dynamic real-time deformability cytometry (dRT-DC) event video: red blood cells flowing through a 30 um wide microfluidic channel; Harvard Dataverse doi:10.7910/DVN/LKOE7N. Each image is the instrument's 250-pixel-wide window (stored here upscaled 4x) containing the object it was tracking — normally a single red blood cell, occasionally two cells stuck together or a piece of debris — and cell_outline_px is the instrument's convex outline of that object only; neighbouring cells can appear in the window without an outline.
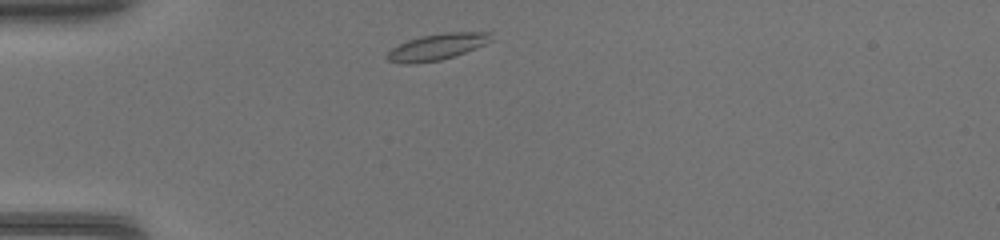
{"species": "common noctule bat (a hibernating species)", "species_latin": "Nyctalus noctula", "temperature_condition": "warm", "stored_images_in_passage": 35, "camera_frame_rate_fps": 3000, "um_per_image_px": 0.085, "animal": {"sex": "female", "body_mass_g": 17.0, "forearm_length_mm": 48.0}, "frame": {"image": 1, "passage_image": 2, "time_ms": 0.333, "image_size_px": [1000, 240], "cell_outline_px": [[492, 40], [476, 48], [440, 60], [408, 64], [404, 64], [388, 60], [384, 56], [392, 48], [408, 40], [420, 36], [444, 32], [492, 32]], "centroid_in_image_um": [37.14, 3.97], "position_along_channel_um": 47.9, "area_um2": 15.78}}
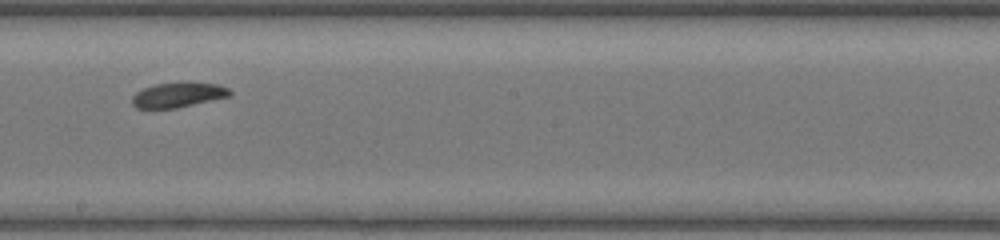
{"frame": {"image": 2, "passage_image": 16, "time_ms": 5.0, "image_size_px": [1000, 240], "cell_outline_px": [[232, 96], [176, 108], [136, 108], [132, 104], [132, 96], [136, 92], [144, 88], [156, 84], [184, 80], [188, 80], [216, 84], [228, 88], [232, 92]], "centroid_in_image_um": [15.18, 8.03], "position_along_channel_um": 233.0, "area_um2": 14.62}}
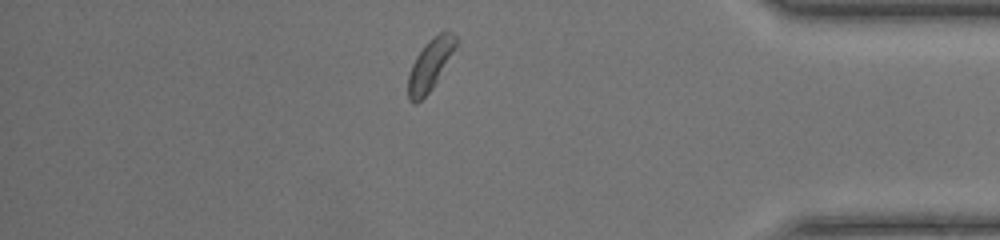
{"frame": {"image": 3, "passage_image": 29, "time_ms": 9.333, "image_size_px": [1000, 240], "cell_outline_px": [[460, 40], [432, 88], [416, 104], [412, 104], [408, 100], [408, 76], [412, 64], [416, 56], [428, 40], [432, 36], [444, 28], [448, 28]], "centroid_in_image_um": [36.58, 5.43], "position_along_channel_um": 398.6, "area_um2": 14.45}}